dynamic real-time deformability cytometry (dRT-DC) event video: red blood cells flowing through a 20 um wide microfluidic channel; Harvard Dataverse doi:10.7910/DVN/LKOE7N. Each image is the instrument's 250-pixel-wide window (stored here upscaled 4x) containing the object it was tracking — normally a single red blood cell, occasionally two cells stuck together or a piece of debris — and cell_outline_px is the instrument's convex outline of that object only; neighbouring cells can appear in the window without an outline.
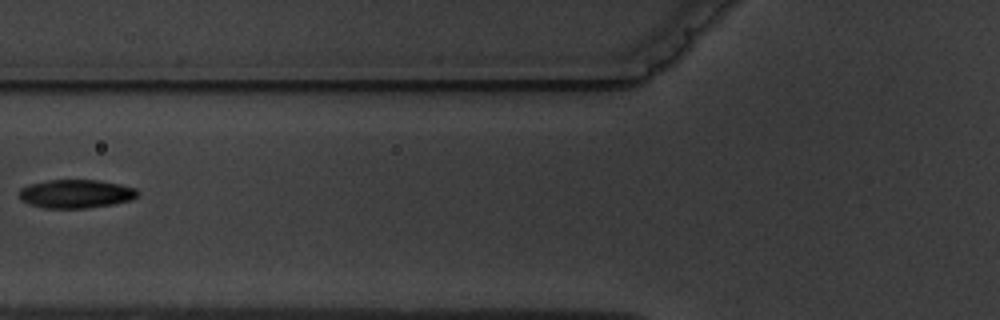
{"species": "common noctule bat (a hibernating species)", "species_latin": "Nyctalus noctula", "temperature_condition": "warm", "stored_images_in_passage": 2, "camera_frame_rate_fps": 3000, "um_per_image_px": 0.085, "animal": {"sex": "male", "body_mass_g": 19.5, "forearm_length_mm": 54.6}, "frame": {"image": 1, "passage_image": 2, "time_ms": 2.0, "image_size_px": [1000, 320], "cell_outline_px": [[140, 192], [132, 200], [112, 204], [88, 208], [44, 208], [28, 204], [20, 200], [20, 188], [28, 184], [48, 180], [96, 180], [120, 184], [136, 188]], "centroid_in_image_um": [6.44, 16.47], "position_along_channel_um": 119.4, "area_um2": 19.83}}